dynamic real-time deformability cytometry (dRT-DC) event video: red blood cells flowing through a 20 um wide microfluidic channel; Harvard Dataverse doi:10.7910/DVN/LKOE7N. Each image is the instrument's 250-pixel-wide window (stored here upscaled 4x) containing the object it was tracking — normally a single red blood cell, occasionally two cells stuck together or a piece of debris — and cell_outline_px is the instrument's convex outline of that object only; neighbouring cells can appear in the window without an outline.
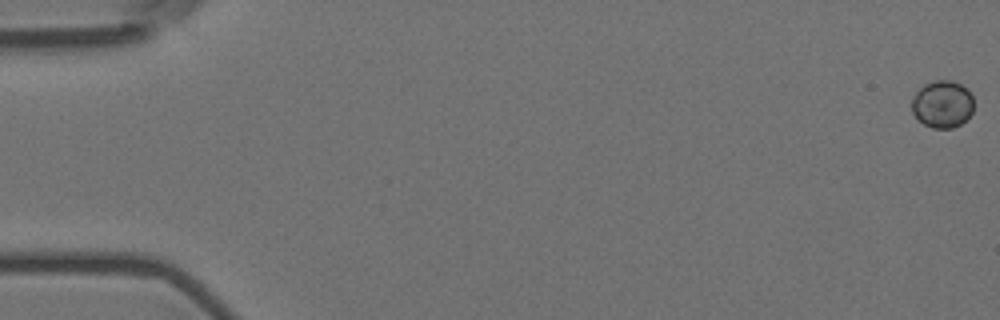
{"species": "Egyptian fruit bat (a non-hibernating species)", "species_latin": "Rousettus aegyptiacus", "temperature_condition": "room temperature", "stored_images_in_passage": 11, "camera_frame_rate_fps": 3000, "um_per_image_px": 0.085, "animal": {"sex": "female"}, "frame": {"image": 1, "passage_image": 1, "time_ms": 0.0, "image_size_px": [1000, 320], "cell_outline_px": [[972, 112], [960, 124], [952, 128], [932, 128], [924, 124], [912, 112], [912, 96], [924, 84], [936, 80], [952, 80], [968, 88], [972, 96]], "centroid_in_image_um": [80.09, 8.83], "position_along_channel_um": 4.9, "area_um2": 16.99}}